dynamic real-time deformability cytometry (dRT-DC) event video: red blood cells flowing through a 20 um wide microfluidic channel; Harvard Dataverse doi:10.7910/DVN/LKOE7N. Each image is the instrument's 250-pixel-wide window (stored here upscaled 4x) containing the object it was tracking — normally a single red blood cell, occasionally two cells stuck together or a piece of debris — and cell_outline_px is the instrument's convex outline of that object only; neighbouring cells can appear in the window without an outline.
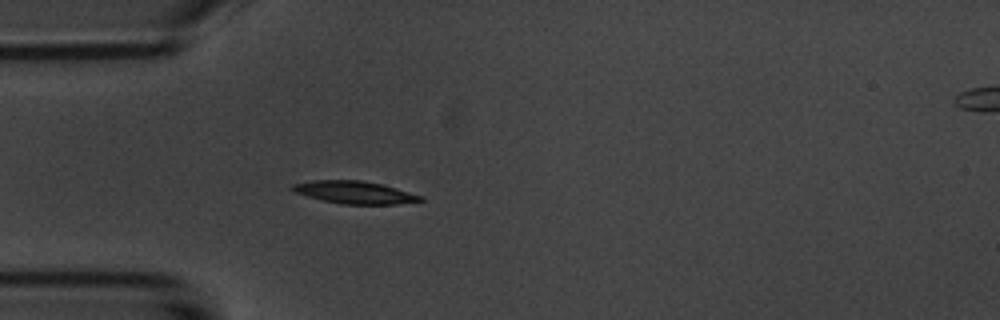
{"species": "common noctule bat (a hibernating species)", "species_latin": "Nyctalus noctula", "temperature_condition": "room temperature", "stored_images_in_passage": 2, "camera_frame_rate_fps": 3000, "um_per_image_px": 0.085, "animal": {"sex": "male", "body_mass_g": 20.1, "forearm_length_mm": 53.5}, "frame": {"image": 1, "passage_image": 2, "time_ms": 1.333, "image_size_px": [1000, 320], "cell_outline_px": [[424, 200], [396, 204], [340, 204], [320, 200], [292, 192], [288, 188], [292, 184], [312, 180], [360, 180], [380, 184], [424, 196]], "centroid_in_image_um": [30.05, 16.35], "position_along_channel_um": 54.9, "area_um2": 16.94}}